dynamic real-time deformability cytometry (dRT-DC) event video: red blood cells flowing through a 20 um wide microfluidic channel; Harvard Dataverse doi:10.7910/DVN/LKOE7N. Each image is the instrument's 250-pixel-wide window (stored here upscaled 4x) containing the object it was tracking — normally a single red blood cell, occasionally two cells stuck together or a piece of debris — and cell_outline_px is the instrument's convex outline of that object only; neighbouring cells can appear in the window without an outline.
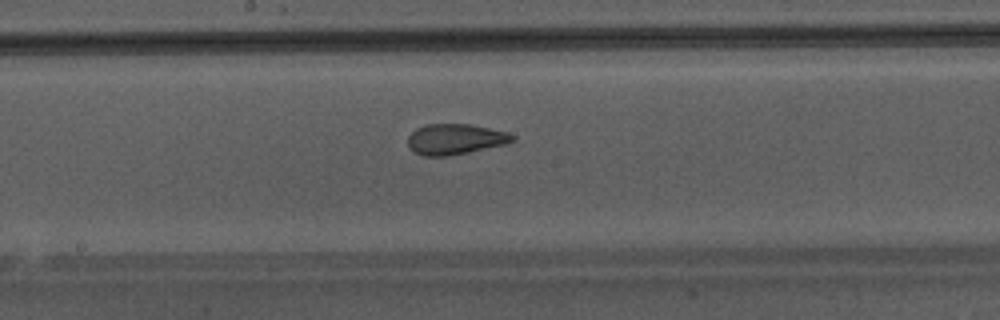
{"species": "Egyptian fruit bat (a non-hibernating species)", "species_latin": "Rousettus aegyptiacus", "temperature_condition": "warm", "stored_images_in_passage": 38, "camera_frame_rate_fps": 3000, "um_per_image_px": 0.085, "animal": {"sex": "male"}, "frame": {"image": 1, "passage_image": 17, "time_ms": 5.333, "image_size_px": [1000, 320], "cell_outline_px": [[516, 140], [508, 144], [448, 156], [424, 156], [412, 152], [408, 148], [408, 136], [416, 128], [424, 124], [472, 124], [508, 132], [516, 136]], "centroid_in_image_um": [38.7, 11.83], "position_along_channel_um": 209.5, "area_um2": 19.02}}